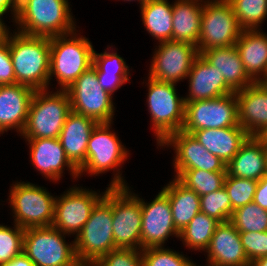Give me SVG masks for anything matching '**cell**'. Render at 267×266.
<instances>
[{"instance_id": "9", "label": "cell", "mask_w": 267, "mask_h": 266, "mask_svg": "<svg viewBox=\"0 0 267 266\" xmlns=\"http://www.w3.org/2000/svg\"><path fill=\"white\" fill-rule=\"evenodd\" d=\"M53 226L25 229L23 252L35 266H82L75 254L74 241Z\"/></svg>"}, {"instance_id": "48", "label": "cell", "mask_w": 267, "mask_h": 266, "mask_svg": "<svg viewBox=\"0 0 267 266\" xmlns=\"http://www.w3.org/2000/svg\"><path fill=\"white\" fill-rule=\"evenodd\" d=\"M255 137L264 145L267 146V126L259 131Z\"/></svg>"}, {"instance_id": "26", "label": "cell", "mask_w": 267, "mask_h": 266, "mask_svg": "<svg viewBox=\"0 0 267 266\" xmlns=\"http://www.w3.org/2000/svg\"><path fill=\"white\" fill-rule=\"evenodd\" d=\"M200 55L223 75L225 83L234 91L250 86L254 81L246 73L236 45L211 48Z\"/></svg>"}, {"instance_id": "14", "label": "cell", "mask_w": 267, "mask_h": 266, "mask_svg": "<svg viewBox=\"0 0 267 266\" xmlns=\"http://www.w3.org/2000/svg\"><path fill=\"white\" fill-rule=\"evenodd\" d=\"M82 188L74 186L56 196L52 226L68 236L76 237L81 232L93 207L104 196V192Z\"/></svg>"}, {"instance_id": "25", "label": "cell", "mask_w": 267, "mask_h": 266, "mask_svg": "<svg viewBox=\"0 0 267 266\" xmlns=\"http://www.w3.org/2000/svg\"><path fill=\"white\" fill-rule=\"evenodd\" d=\"M192 135L207 151L218 156L226 165L249 137L240 125L218 129H201L194 131Z\"/></svg>"}, {"instance_id": "44", "label": "cell", "mask_w": 267, "mask_h": 266, "mask_svg": "<svg viewBox=\"0 0 267 266\" xmlns=\"http://www.w3.org/2000/svg\"><path fill=\"white\" fill-rule=\"evenodd\" d=\"M253 202L267 211V175L258 181Z\"/></svg>"}, {"instance_id": "11", "label": "cell", "mask_w": 267, "mask_h": 266, "mask_svg": "<svg viewBox=\"0 0 267 266\" xmlns=\"http://www.w3.org/2000/svg\"><path fill=\"white\" fill-rule=\"evenodd\" d=\"M72 111L90 117L98 123H113L115 107L112 95L99 85L93 65L67 89Z\"/></svg>"}, {"instance_id": "52", "label": "cell", "mask_w": 267, "mask_h": 266, "mask_svg": "<svg viewBox=\"0 0 267 266\" xmlns=\"http://www.w3.org/2000/svg\"><path fill=\"white\" fill-rule=\"evenodd\" d=\"M265 151H266V175H267V146H264Z\"/></svg>"}, {"instance_id": "39", "label": "cell", "mask_w": 267, "mask_h": 266, "mask_svg": "<svg viewBox=\"0 0 267 266\" xmlns=\"http://www.w3.org/2000/svg\"><path fill=\"white\" fill-rule=\"evenodd\" d=\"M109 48L108 46L103 53H97L95 50L93 52V67L97 74L130 75L125 60L117 52H109Z\"/></svg>"}, {"instance_id": "21", "label": "cell", "mask_w": 267, "mask_h": 266, "mask_svg": "<svg viewBox=\"0 0 267 266\" xmlns=\"http://www.w3.org/2000/svg\"><path fill=\"white\" fill-rule=\"evenodd\" d=\"M189 92L184 102L215 99L234 91L225 83L223 75L200 54L194 59L187 75Z\"/></svg>"}, {"instance_id": "19", "label": "cell", "mask_w": 267, "mask_h": 266, "mask_svg": "<svg viewBox=\"0 0 267 266\" xmlns=\"http://www.w3.org/2000/svg\"><path fill=\"white\" fill-rule=\"evenodd\" d=\"M210 266H250L239 231L228 221L220 223L206 250Z\"/></svg>"}, {"instance_id": "34", "label": "cell", "mask_w": 267, "mask_h": 266, "mask_svg": "<svg viewBox=\"0 0 267 266\" xmlns=\"http://www.w3.org/2000/svg\"><path fill=\"white\" fill-rule=\"evenodd\" d=\"M229 222L239 232H265L267 231V211L250 202L233 211Z\"/></svg>"}, {"instance_id": "18", "label": "cell", "mask_w": 267, "mask_h": 266, "mask_svg": "<svg viewBox=\"0 0 267 266\" xmlns=\"http://www.w3.org/2000/svg\"><path fill=\"white\" fill-rule=\"evenodd\" d=\"M30 149L31 164L50 181L58 182L65 167L72 178H79L78 169L66 157L59 138L25 139Z\"/></svg>"}, {"instance_id": "29", "label": "cell", "mask_w": 267, "mask_h": 266, "mask_svg": "<svg viewBox=\"0 0 267 266\" xmlns=\"http://www.w3.org/2000/svg\"><path fill=\"white\" fill-rule=\"evenodd\" d=\"M162 191L168 196L175 228L180 232L200 212V196L174 178Z\"/></svg>"}, {"instance_id": "35", "label": "cell", "mask_w": 267, "mask_h": 266, "mask_svg": "<svg viewBox=\"0 0 267 266\" xmlns=\"http://www.w3.org/2000/svg\"><path fill=\"white\" fill-rule=\"evenodd\" d=\"M200 212L215 218L220 223L228 222L233 214L230 197L224 187L200 196Z\"/></svg>"}, {"instance_id": "8", "label": "cell", "mask_w": 267, "mask_h": 266, "mask_svg": "<svg viewBox=\"0 0 267 266\" xmlns=\"http://www.w3.org/2000/svg\"><path fill=\"white\" fill-rule=\"evenodd\" d=\"M10 187L8 199L16 225L23 229L52 226L56 197L30 182L17 181Z\"/></svg>"}, {"instance_id": "20", "label": "cell", "mask_w": 267, "mask_h": 266, "mask_svg": "<svg viewBox=\"0 0 267 266\" xmlns=\"http://www.w3.org/2000/svg\"><path fill=\"white\" fill-rule=\"evenodd\" d=\"M35 90L22 85H0V135L11 129L24 130Z\"/></svg>"}, {"instance_id": "1", "label": "cell", "mask_w": 267, "mask_h": 266, "mask_svg": "<svg viewBox=\"0 0 267 266\" xmlns=\"http://www.w3.org/2000/svg\"><path fill=\"white\" fill-rule=\"evenodd\" d=\"M9 31V50L15 72V84L35 91L48 89L50 38Z\"/></svg>"}, {"instance_id": "38", "label": "cell", "mask_w": 267, "mask_h": 266, "mask_svg": "<svg viewBox=\"0 0 267 266\" xmlns=\"http://www.w3.org/2000/svg\"><path fill=\"white\" fill-rule=\"evenodd\" d=\"M24 234L25 229L15 223L13 228L0 224V265L23 252Z\"/></svg>"}, {"instance_id": "50", "label": "cell", "mask_w": 267, "mask_h": 266, "mask_svg": "<svg viewBox=\"0 0 267 266\" xmlns=\"http://www.w3.org/2000/svg\"><path fill=\"white\" fill-rule=\"evenodd\" d=\"M123 1H130V2H132V1H136V0H123ZM137 1H139L140 6H142V5H144L148 0H137Z\"/></svg>"}, {"instance_id": "22", "label": "cell", "mask_w": 267, "mask_h": 266, "mask_svg": "<svg viewBox=\"0 0 267 266\" xmlns=\"http://www.w3.org/2000/svg\"><path fill=\"white\" fill-rule=\"evenodd\" d=\"M235 93L239 125L249 136H255L267 126V89L261 82H254Z\"/></svg>"}, {"instance_id": "46", "label": "cell", "mask_w": 267, "mask_h": 266, "mask_svg": "<svg viewBox=\"0 0 267 266\" xmlns=\"http://www.w3.org/2000/svg\"><path fill=\"white\" fill-rule=\"evenodd\" d=\"M0 266H35L33 262L22 252L15 256L11 261L3 263Z\"/></svg>"}, {"instance_id": "40", "label": "cell", "mask_w": 267, "mask_h": 266, "mask_svg": "<svg viewBox=\"0 0 267 266\" xmlns=\"http://www.w3.org/2000/svg\"><path fill=\"white\" fill-rule=\"evenodd\" d=\"M92 266H143L141 250L116 248L102 256Z\"/></svg>"}, {"instance_id": "47", "label": "cell", "mask_w": 267, "mask_h": 266, "mask_svg": "<svg viewBox=\"0 0 267 266\" xmlns=\"http://www.w3.org/2000/svg\"><path fill=\"white\" fill-rule=\"evenodd\" d=\"M3 15H4L3 13H0V43L6 40L10 30L3 21Z\"/></svg>"}, {"instance_id": "51", "label": "cell", "mask_w": 267, "mask_h": 266, "mask_svg": "<svg viewBox=\"0 0 267 266\" xmlns=\"http://www.w3.org/2000/svg\"><path fill=\"white\" fill-rule=\"evenodd\" d=\"M264 87L267 89V76L261 81Z\"/></svg>"}, {"instance_id": "43", "label": "cell", "mask_w": 267, "mask_h": 266, "mask_svg": "<svg viewBox=\"0 0 267 266\" xmlns=\"http://www.w3.org/2000/svg\"><path fill=\"white\" fill-rule=\"evenodd\" d=\"M99 85L111 95L123 84L129 82V75L97 74Z\"/></svg>"}, {"instance_id": "23", "label": "cell", "mask_w": 267, "mask_h": 266, "mask_svg": "<svg viewBox=\"0 0 267 266\" xmlns=\"http://www.w3.org/2000/svg\"><path fill=\"white\" fill-rule=\"evenodd\" d=\"M97 124L94 119L74 111L65 120L59 140L66 157L77 169L85 163L88 141Z\"/></svg>"}, {"instance_id": "10", "label": "cell", "mask_w": 267, "mask_h": 266, "mask_svg": "<svg viewBox=\"0 0 267 266\" xmlns=\"http://www.w3.org/2000/svg\"><path fill=\"white\" fill-rule=\"evenodd\" d=\"M242 31L228 0H203L198 54L235 45Z\"/></svg>"}, {"instance_id": "36", "label": "cell", "mask_w": 267, "mask_h": 266, "mask_svg": "<svg viewBox=\"0 0 267 266\" xmlns=\"http://www.w3.org/2000/svg\"><path fill=\"white\" fill-rule=\"evenodd\" d=\"M257 183L256 180L226 175L224 188L230 197L232 211L253 202Z\"/></svg>"}, {"instance_id": "16", "label": "cell", "mask_w": 267, "mask_h": 266, "mask_svg": "<svg viewBox=\"0 0 267 266\" xmlns=\"http://www.w3.org/2000/svg\"><path fill=\"white\" fill-rule=\"evenodd\" d=\"M133 194L140 200L142 209L141 250L164 246L170 236L179 238L180 232L174 226L168 196L162 190L150 203Z\"/></svg>"}, {"instance_id": "53", "label": "cell", "mask_w": 267, "mask_h": 266, "mask_svg": "<svg viewBox=\"0 0 267 266\" xmlns=\"http://www.w3.org/2000/svg\"><path fill=\"white\" fill-rule=\"evenodd\" d=\"M191 266H197V265H196V263H193ZM198 266H199V265H198ZM208 266H210V265H208Z\"/></svg>"}, {"instance_id": "12", "label": "cell", "mask_w": 267, "mask_h": 266, "mask_svg": "<svg viewBox=\"0 0 267 266\" xmlns=\"http://www.w3.org/2000/svg\"><path fill=\"white\" fill-rule=\"evenodd\" d=\"M142 209L128 187H112V230L117 248L141 250Z\"/></svg>"}, {"instance_id": "41", "label": "cell", "mask_w": 267, "mask_h": 266, "mask_svg": "<svg viewBox=\"0 0 267 266\" xmlns=\"http://www.w3.org/2000/svg\"><path fill=\"white\" fill-rule=\"evenodd\" d=\"M249 262L267 256V231L239 232Z\"/></svg>"}, {"instance_id": "27", "label": "cell", "mask_w": 267, "mask_h": 266, "mask_svg": "<svg viewBox=\"0 0 267 266\" xmlns=\"http://www.w3.org/2000/svg\"><path fill=\"white\" fill-rule=\"evenodd\" d=\"M228 176L259 181L266 175V151L255 137L249 136L226 165Z\"/></svg>"}, {"instance_id": "33", "label": "cell", "mask_w": 267, "mask_h": 266, "mask_svg": "<svg viewBox=\"0 0 267 266\" xmlns=\"http://www.w3.org/2000/svg\"><path fill=\"white\" fill-rule=\"evenodd\" d=\"M243 30L260 29L267 17V0H228Z\"/></svg>"}, {"instance_id": "31", "label": "cell", "mask_w": 267, "mask_h": 266, "mask_svg": "<svg viewBox=\"0 0 267 266\" xmlns=\"http://www.w3.org/2000/svg\"><path fill=\"white\" fill-rule=\"evenodd\" d=\"M220 224L218 220L199 212L184 227L179 234V239L183 245L194 251H205L215 232L216 227Z\"/></svg>"}, {"instance_id": "37", "label": "cell", "mask_w": 267, "mask_h": 266, "mask_svg": "<svg viewBox=\"0 0 267 266\" xmlns=\"http://www.w3.org/2000/svg\"><path fill=\"white\" fill-rule=\"evenodd\" d=\"M143 266H191L193 261L183 254L161 247H148L141 250Z\"/></svg>"}, {"instance_id": "17", "label": "cell", "mask_w": 267, "mask_h": 266, "mask_svg": "<svg viewBox=\"0 0 267 266\" xmlns=\"http://www.w3.org/2000/svg\"><path fill=\"white\" fill-rule=\"evenodd\" d=\"M167 145V146H166ZM175 150L174 170L200 169L210 172H226V164L199 143L192 134L171 133L160 145Z\"/></svg>"}, {"instance_id": "7", "label": "cell", "mask_w": 267, "mask_h": 266, "mask_svg": "<svg viewBox=\"0 0 267 266\" xmlns=\"http://www.w3.org/2000/svg\"><path fill=\"white\" fill-rule=\"evenodd\" d=\"M147 106L152 131L159 146L171 133L182 130L185 120L184 97H179L176 84L148 77Z\"/></svg>"}, {"instance_id": "13", "label": "cell", "mask_w": 267, "mask_h": 266, "mask_svg": "<svg viewBox=\"0 0 267 266\" xmlns=\"http://www.w3.org/2000/svg\"><path fill=\"white\" fill-rule=\"evenodd\" d=\"M239 125L236 93L215 99L185 103L182 131L192 134L201 129H218Z\"/></svg>"}, {"instance_id": "32", "label": "cell", "mask_w": 267, "mask_h": 266, "mask_svg": "<svg viewBox=\"0 0 267 266\" xmlns=\"http://www.w3.org/2000/svg\"><path fill=\"white\" fill-rule=\"evenodd\" d=\"M177 178L187 188L199 196L209 194L224 187L227 172H210L200 169L175 170Z\"/></svg>"}, {"instance_id": "42", "label": "cell", "mask_w": 267, "mask_h": 266, "mask_svg": "<svg viewBox=\"0 0 267 266\" xmlns=\"http://www.w3.org/2000/svg\"><path fill=\"white\" fill-rule=\"evenodd\" d=\"M15 84V72L9 50V33L0 43V85Z\"/></svg>"}, {"instance_id": "15", "label": "cell", "mask_w": 267, "mask_h": 266, "mask_svg": "<svg viewBox=\"0 0 267 266\" xmlns=\"http://www.w3.org/2000/svg\"><path fill=\"white\" fill-rule=\"evenodd\" d=\"M197 56V46L194 44L161 42L153 53L148 75L158 81L177 84L184 78L187 79Z\"/></svg>"}, {"instance_id": "49", "label": "cell", "mask_w": 267, "mask_h": 266, "mask_svg": "<svg viewBox=\"0 0 267 266\" xmlns=\"http://www.w3.org/2000/svg\"><path fill=\"white\" fill-rule=\"evenodd\" d=\"M250 266H267V256L252 261Z\"/></svg>"}, {"instance_id": "28", "label": "cell", "mask_w": 267, "mask_h": 266, "mask_svg": "<svg viewBox=\"0 0 267 266\" xmlns=\"http://www.w3.org/2000/svg\"><path fill=\"white\" fill-rule=\"evenodd\" d=\"M203 0H176L173 3L172 41L198 45Z\"/></svg>"}, {"instance_id": "4", "label": "cell", "mask_w": 267, "mask_h": 266, "mask_svg": "<svg viewBox=\"0 0 267 266\" xmlns=\"http://www.w3.org/2000/svg\"><path fill=\"white\" fill-rule=\"evenodd\" d=\"M77 32L50 38L49 84L54 76L60 90H66L93 65V45Z\"/></svg>"}, {"instance_id": "24", "label": "cell", "mask_w": 267, "mask_h": 266, "mask_svg": "<svg viewBox=\"0 0 267 266\" xmlns=\"http://www.w3.org/2000/svg\"><path fill=\"white\" fill-rule=\"evenodd\" d=\"M235 45L246 73L261 82L267 74V34L260 29L243 30Z\"/></svg>"}, {"instance_id": "3", "label": "cell", "mask_w": 267, "mask_h": 266, "mask_svg": "<svg viewBox=\"0 0 267 266\" xmlns=\"http://www.w3.org/2000/svg\"><path fill=\"white\" fill-rule=\"evenodd\" d=\"M75 254L82 266H92L102 256L116 249L112 230V187L93 207L88 221L74 238Z\"/></svg>"}, {"instance_id": "5", "label": "cell", "mask_w": 267, "mask_h": 266, "mask_svg": "<svg viewBox=\"0 0 267 266\" xmlns=\"http://www.w3.org/2000/svg\"><path fill=\"white\" fill-rule=\"evenodd\" d=\"M110 123H98L93 129L87 146L85 163L78 169L79 178L83 173L90 176L113 170L114 177L108 187H128L120 168L127 160L129 151L113 132Z\"/></svg>"}, {"instance_id": "45", "label": "cell", "mask_w": 267, "mask_h": 266, "mask_svg": "<svg viewBox=\"0 0 267 266\" xmlns=\"http://www.w3.org/2000/svg\"><path fill=\"white\" fill-rule=\"evenodd\" d=\"M9 10H11L12 20H14L18 11V0H0V13L5 15L10 12Z\"/></svg>"}, {"instance_id": "6", "label": "cell", "mask_w": 267, "mask_h": 266, "mask_svg": "<svg viewBox=\"0 0 267 266\" xmlns=\"http://www.w3.org/2000/svg\"><path fill=\"white\" fill-rule=\"evenodd\" d=\"M72 111L66 90L35 91L20 137L25 139L59 138L65 120Z\"/></svg>"}, {"instance_id": "30", "label": "cell", "mask_w": 267, "mask_h": 266, "mask_svg": "<svg viewBox=\"0 0 267 266\" xmlns=\"http://www.w3.org/2000/svg\"><path fill=\"white\" fill-rule=\"evenodd\" d=\"M140 9L146 31L159 43L172 41L173 4L168 0H148Z\"/></svg>"}, {"instance_id": "2", "label": "cell", "mask_w": 267, "mask_h": 266, "mask_svg": "<svg viewBox=\"0 0 267 266\" xmlns=\"http://www.w3.org/2000/svg\"><path fill=\"white\" fill-rule=\"evenodd\" d=\"M68 0H18L12 22L26 35L54 37L77 30Z\"/></svg>"}]
</instances>
